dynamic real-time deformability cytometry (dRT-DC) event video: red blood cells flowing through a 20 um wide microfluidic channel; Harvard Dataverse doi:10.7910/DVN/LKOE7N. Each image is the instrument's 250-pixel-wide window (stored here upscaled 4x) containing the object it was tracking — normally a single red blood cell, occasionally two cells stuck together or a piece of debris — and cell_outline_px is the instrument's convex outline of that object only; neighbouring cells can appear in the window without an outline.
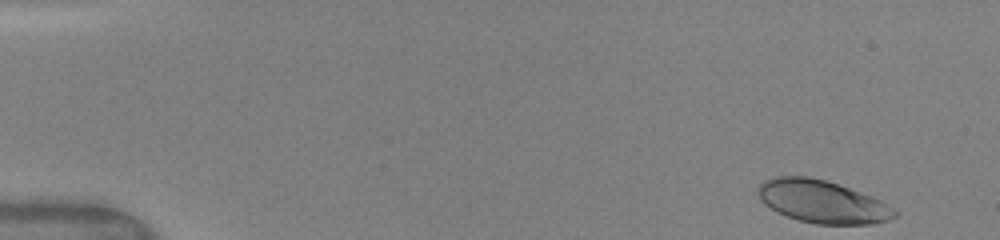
{"species": "human", "species_latin": "Homo sapiens", "temperature_condition": "warm", "stored_images_in_passage": 5, "camera_frame_rate_fps": 3000, "um_per_image_px": 0.085, "donor": {"sex": "female"}, "frame": {"image": 1, "passage_image": 1, "time_ms": 0.0, "image_size_px": [1000, 240], "cell_outline_px": [[900, 212], [896, 216], [888, 220], [872, 224], [816, 224], [800, 220], [776, 212], [764, 204], [760, 200], [760, 184], [764, 180], [776, 176], [808, 176], [824, 180], [872, 196], [880, 200]], "centroid_in_image_um": [69.91, 17.15], "position_along_channel_um": 15.1, "area_um2": 33.7}}
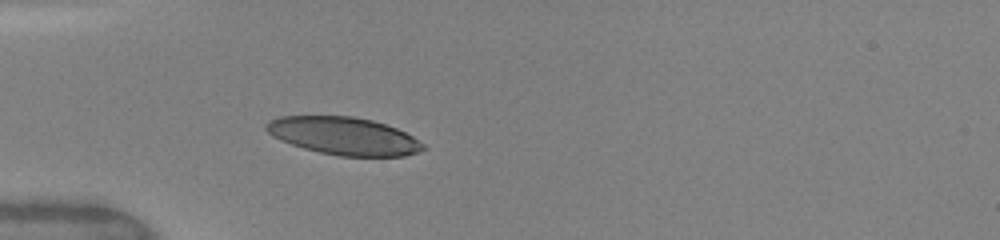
{"frame": {"image": 2, "passage_image": 5, "time_ms": 4.0, "image_size_px": [1000, 240], "cell_outline_px": [[428, 148], [420, 152], [404, 156], [340, 156], [320, 152], [304, 148], [280, 140], [272, 136], [264, 128], [264, 124], [268, 120], [280, 116], [352, 116], [372, 120], [396, 128], [412, 136], [424, 144]], "centroid_in_image_um": [29.21, 11.55], "position_along_channel_um": 55.8, "area_um2": 34.51}}